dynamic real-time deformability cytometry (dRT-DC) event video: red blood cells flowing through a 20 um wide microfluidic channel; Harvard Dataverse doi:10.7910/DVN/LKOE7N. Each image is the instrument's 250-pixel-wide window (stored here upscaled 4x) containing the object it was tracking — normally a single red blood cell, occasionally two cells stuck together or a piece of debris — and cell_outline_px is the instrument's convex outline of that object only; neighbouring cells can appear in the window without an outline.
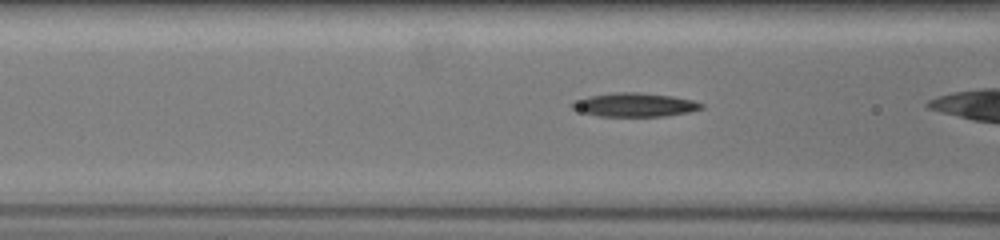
{"species": "common noctule bat (a hibernating species)", "species_latin": "Nyctalus noctula", "temperature_condition": "warm", "stored_images_in_passage": 37, "camera_frame_rate_fps": 3000, "um_per_image_px": 0.085, "animal": {"sex": "female", "body_mass_g": 19.5, "forearm_length_mm": 54.1}, "frame": {"image": 1, "passage_image": 13, "time_ms": 7.333, "image_size_px": [1000, 240], "cell_outline_px": [[704, 108], [688, 112], [664, 116], [600, 116], [584, 112], [572, 108], [572, 104], [576, 100], [592, 96], [616, 92], [636, 92], [672, 96], [692, 100], [704, 104]], "centroid_in_image_um": [54.01, 8.91], "position_along_channel_um": 112.6, "area_um2": 17.51}}
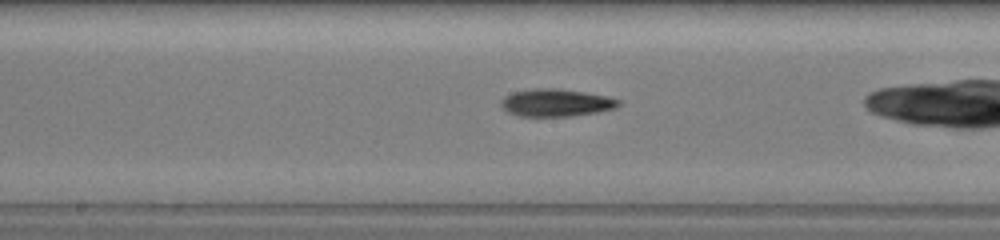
{"frame": {"image": 2, "passage_image": 21, "time_ms": 9.667, "image_size_px": [1000, 240], "cell_outline_px": [[620, 104], [616, 108], [596, 112], [572, 116], [520, 116], [508, 112], [500, 104], [500, 100], [512, 92], [540, 88], [552, 88], [580, 92], [604, 96], [620, 100]], "centroid_in_image_um": [47.24, 8.74], "position_along_channel_um": 201.0, "area_um2": 18.44}}
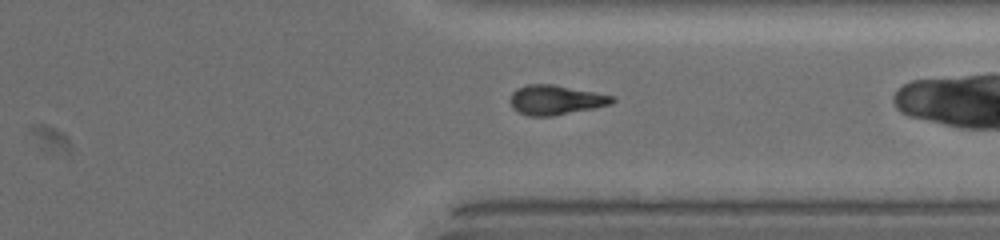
{"frame": {"image": 3, "passage_image": 35, "time_ms": 14.0, "image_size_px": [1000, 240], "cell_outline_px": [[616, 100], [612, 104], [592, 108], [548, 116], [532, 116], [520, 112], [512, 108], [512, 92], [516, 88], [528, 84], [552, 84], [596, 92], [616, 96]], "centroid_in_image_um": [47.27, 8.47], "position_along_channel_um": 364.1, "area_um2": 17.34}}